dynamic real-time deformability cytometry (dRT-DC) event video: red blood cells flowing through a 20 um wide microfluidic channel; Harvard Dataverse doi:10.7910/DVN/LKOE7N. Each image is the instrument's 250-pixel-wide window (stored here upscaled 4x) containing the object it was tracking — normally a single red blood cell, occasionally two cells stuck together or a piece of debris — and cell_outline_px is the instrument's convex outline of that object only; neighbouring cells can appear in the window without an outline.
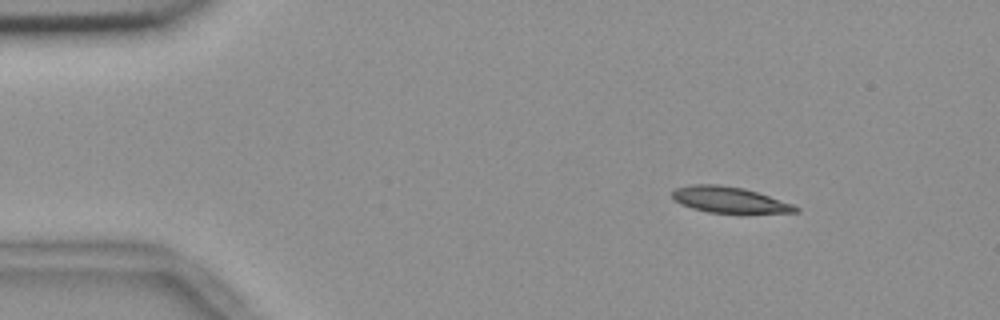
{"species": "common noctule bat (a hibernating species)", "species_latin": "Nyctalus noctula", "temperature_condition": "room temperature", "stored_images_in_passage": 49, "camera_frame_rate_fps": 3000, "um_per_image_px": 0.085, "animal": {"sex": "female", "body_mass_g": 18.4}, "frame": {"image": 1, "passage_image": 1, "time_ms": 0.0, "image_size_px": [1000, 320], "cell_outline_px": [[800, 212], [708, 212], [692, 208], [680, 204], [672, 200], [672, 192], [676, 188], [692, 184], [716, 184], [744, 188], [792, 204], [800, 208]], "centroid_in_image_um": [61.92, 16.97], "position_along_channel_um": 23.1, "area_um2": 18.32}}
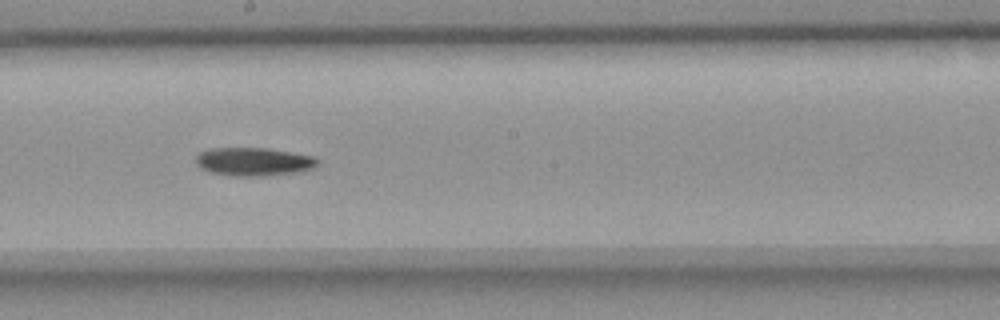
{"frame": {"image": 2, "passage_image": 24, "time_ms": 7.667, "image_size_px": [1000, 320], "cell_outline_px": [[320, 164], [316, 168], [300, 172], [264, 176], [236, 176], [212, 172], [200, 168], [196, 164], [196, 156], [200, 152], [208, 148], [268, 148], [312, 156], [320, 160]], "centroid_in_image_um": [21.61, 13.74], "position_along_channel_um": 226.6, "area_um2": 20.29}}
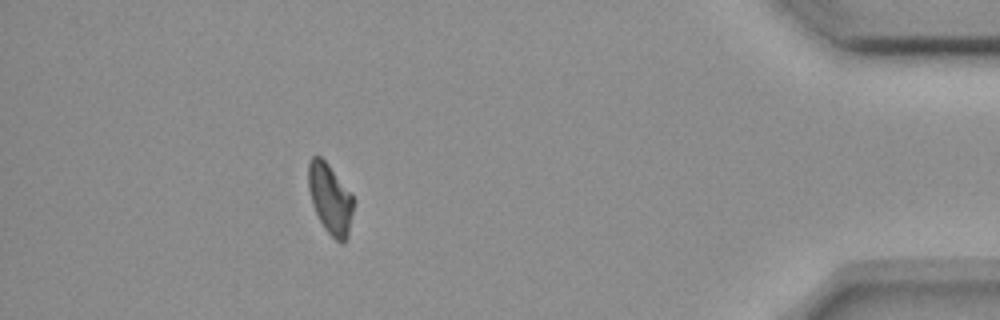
{"frame": {"image": 3, "passage_image": 43, "time_ms": 14.0, "image_size_px": [1000, 320], "cell_outline_px": [[356, 200], [348, 236], [344, 244], [340, 244], [324, 228], [312, 204], [308, 188], [308, 164], [312, 156], [320, 156], [328, 164]], "centroid_in_image_um": [28.09, 16.93], "position_along_channel_um": 407.1, "area_um2": 18.55}}